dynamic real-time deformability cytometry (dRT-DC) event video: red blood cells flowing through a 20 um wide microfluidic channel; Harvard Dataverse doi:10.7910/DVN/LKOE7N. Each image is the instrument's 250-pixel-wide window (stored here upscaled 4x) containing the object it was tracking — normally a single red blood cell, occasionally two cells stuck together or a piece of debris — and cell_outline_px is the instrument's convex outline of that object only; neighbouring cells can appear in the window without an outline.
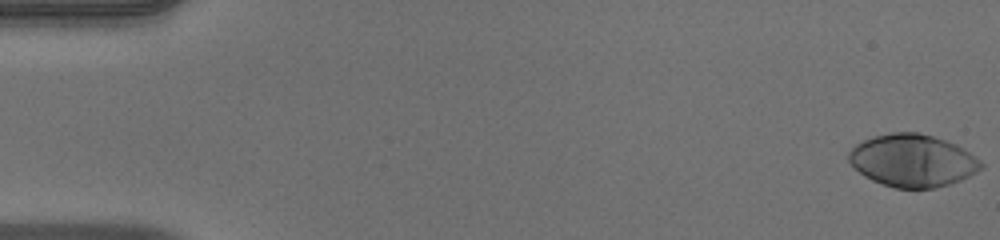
{"species": "human", "species_latin": "Homo sapiens", "temperature_condition": "warm", "stored_images_in_passage": 52, "camera_frame_rate_fps": 3000, "um_per_image_px": 0.085, "donor": {"sex": "male"}, "frame": {"image": 1, "passage_image": 1, "time_ms": 0.0, "image_size_px": [1000, 240], "cell_outline_px": [[984, 168], [960, 180], [936, 188], [896, 188], [872, 180], [864, 176], [848, 160], [848, 152], [856, 144], [864, 140], [876, 136], [892, 132], [916, 132], [932, 136], [956, 144], [976, 156], [984, 164]], "centroid_in_image_um": [77.59, 13.65], "position_along_channel_um": 7.4, "area_um2": 40.23}}
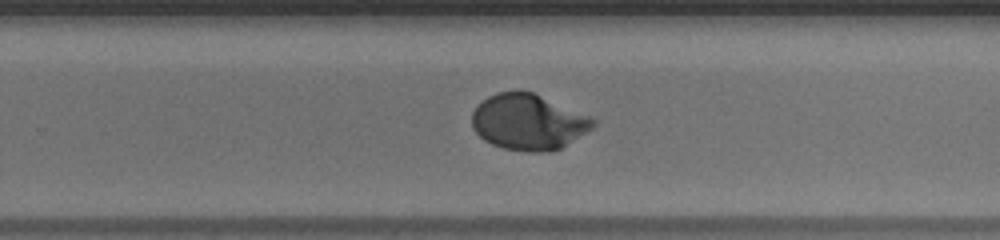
{"frame": {"image": 2, "passage_image": 34, "time_ms": 11.0, "image_size_px": [1000, 240], "cell_outline_px": [[596, 124], [592, 128], [560, 148], [544, 152], [528, 152], [504, 148], [492, 144], [484, 140], [472, 128], [472, 112], [488, 96], [496, 92], [532, 92], [588, 116], [596, 120]], "centroid_in_image_um": [44.88, 10.39], "position_along_channel_um": 284.9, "area_um2": 38.67}}
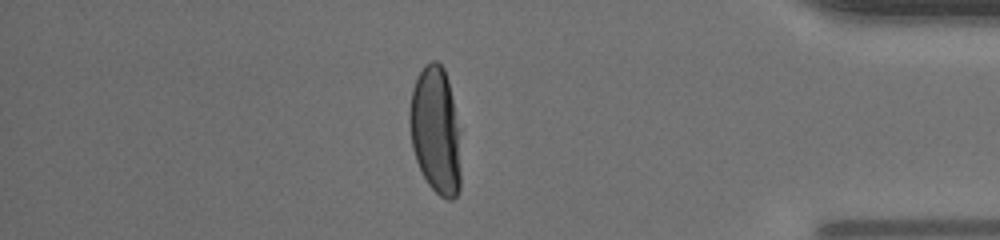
{"frame": {"image": 3, "passage_image": 45, "time_ms": 14.667, "image_size_px": [1000, 240], "cell_outline_px": [[460, 188], [456, 196], [452, 200], [448, 200], [440, 196], [428, 184], [416, 160], [412, 148], [412, 88], [420, 72], [432, 60], [436, 60], [444, 68], [448, 80], [452, 100], [456, 128], [460, 172]], "centroid_in_image_um": [37.03, 11.15], "position_along_channel_um": 398.2, "area_um2": 36.18}, "authors_computed_cell_mechanics": {"area_um2": 39.015, "velocity_mm_per_s": 3.9629, "shape_relaxation_time_tau1_ms": 4.4682, "shape_relaxation_time_tau2_ms": null, "deformation_change_tau1": 0.2513, "deformation_change_tau2": null}}